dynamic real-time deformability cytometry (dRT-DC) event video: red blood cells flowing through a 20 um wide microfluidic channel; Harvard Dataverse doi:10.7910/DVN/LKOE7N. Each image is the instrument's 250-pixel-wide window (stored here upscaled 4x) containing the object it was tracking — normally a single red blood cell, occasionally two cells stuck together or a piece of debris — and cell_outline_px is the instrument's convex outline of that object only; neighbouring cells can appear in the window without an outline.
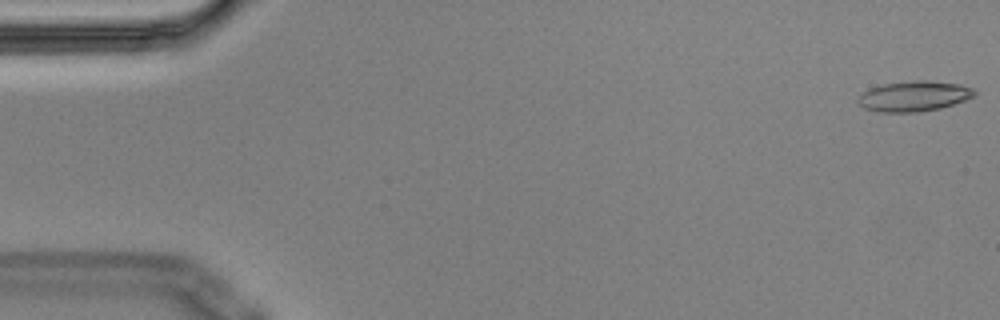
{"species": "Egyptian fruit bat (a non-hibernating species)", "species_latin": "Rousettus aegyptiacus", "temperature_condition": "cold", "stored_images_in_passage": 6, "camera_frame_rate_fps": 3000, "um_per_image_px": 0.085, "animal": {"sex": "male"}, "frame": {"image": 1, "passage_image": 1, "time_ms": 0.0, "image_size_px": [1000, 320], "cell_outline_px": [[976, 92], [972, 96], [964, 100], [940, 108], [916, 112], [880, 112], [864, 108], [856, 100], [864, 92], [872, 88], [884, 84], [912, 80], [928, 80], [960, 84], [972, 88]], "centroid_in_image_um": [77.68, 8.17], "position_along_channel_um": 7.3, "area_um2": 20.29}}
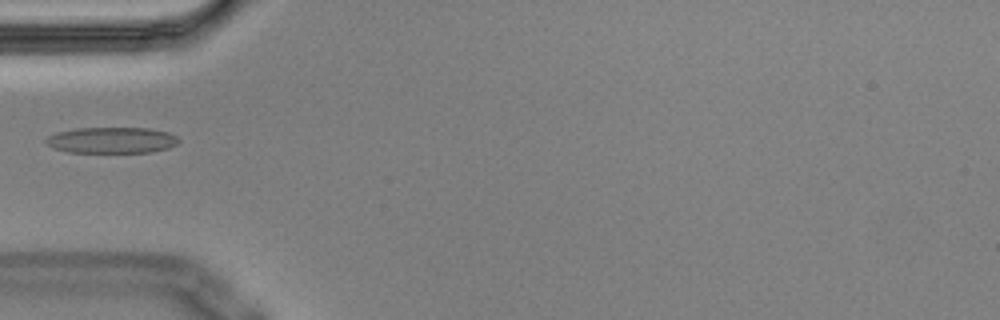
{"frame": {"image": 2, "passage_image": 6, "time_ms": 1.667, "image_size_px": [1000, 320], "cell_outline_px": [[180, 140], [176, 144], [168, 148], [152, 152], [68, 152], [52, 148], [44, 144], [44, 140], [48, 136], [56, 132], [76, 128], [148, 128], [168, 132], [176, 136]], "centroid_in_image_um": [9.45, 11.91], "position_along_channel_um": 75.6, "area_um2": 20.29}}